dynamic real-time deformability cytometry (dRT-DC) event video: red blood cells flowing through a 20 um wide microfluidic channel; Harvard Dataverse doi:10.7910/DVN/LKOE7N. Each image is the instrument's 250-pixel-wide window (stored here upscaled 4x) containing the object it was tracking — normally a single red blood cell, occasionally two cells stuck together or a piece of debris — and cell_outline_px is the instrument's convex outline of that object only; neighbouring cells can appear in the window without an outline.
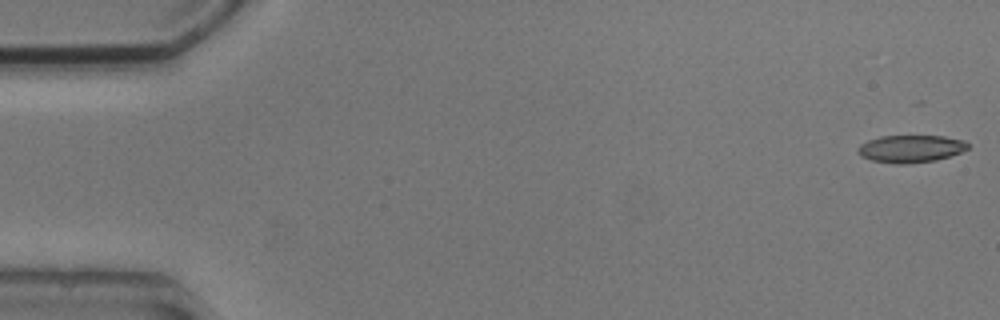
{"species": "common noctule bat (a hibernating species)", "species_latin": "Nyctalus noctula", "temperature_condition": "cold", "stored_images_in_passage": 5, "segment_of_instrument_passage": [2, 2], "camera_frame_rate_fps": 3000, "um_per_image_px": 0.085, "animal": {"sex": "male", "body_mass_g": 20.5, "forearm_length_mm": 52.5}, "frame": {"image": 1, "passage_image": 5, "time_ms": 4.667, "image_size_px": [1000, 320], "cell_outline_px": [[968, 148], [960, 152], [936, 160], [908, 164], [896, 164], [872, 160], [860, 156], [856, 148], [860, 144], [868, 140], [880, 136], [944, 136], [964, 140], [968, 144]], "centroid_in_image_um": [77.38, 12.64], "position_along_channel_um": 7.6, "area_um2": 17.57}}